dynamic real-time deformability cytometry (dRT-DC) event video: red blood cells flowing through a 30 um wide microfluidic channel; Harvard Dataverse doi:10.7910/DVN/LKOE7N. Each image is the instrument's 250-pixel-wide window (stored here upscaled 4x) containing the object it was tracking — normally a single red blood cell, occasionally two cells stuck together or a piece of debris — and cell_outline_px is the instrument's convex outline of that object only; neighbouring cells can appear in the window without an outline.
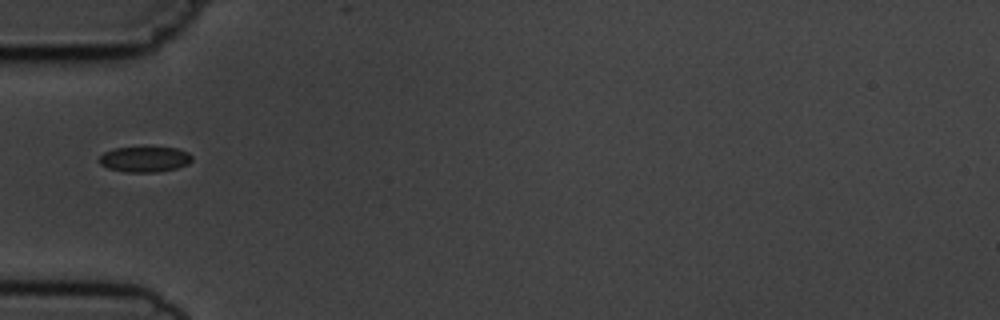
{"species": "common noctule bat (a hibernating species)", "species_latin": "Nyctalus noctula", "temperature_condition": "cold", "stored_images_in_passage": 5, "camera_frame_rate_fps": 3000, "um_per_image_px": 0.085, "animal": {"sex": "male", "body_mass_g": 19.5, "forearm_length_mm": 54.6}, "frame": {"image": 1, "passage_image": 2, "time_ms": 1.333, "image_size_px": [1000, 320], "cell_outline_px": [[192, 160], [188, 164], [176, 168], [160, 172], [124, 172], [108, 168], [100, 164], [100, 156], [104, 152], [116, 148], [176, 148], [188, 152], [192, 156]], "centroid_in_image_um": [12.31, 13.55], "position_along_channel_um": 72.7, "area_um2": 13.64}}
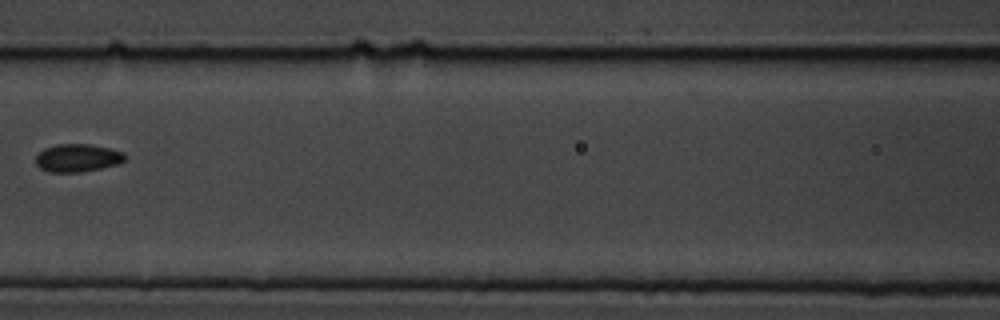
{"frame": {"image": 2, "passage_image": 4, "time_ms": 3.667, "image_size_px": [1000, 320], "cell_outline_px": [[124, 160], [116, 164], [100, 168], [80, 172], [52, 172], [40, 168], [36, 164], [36, 156], [44, 148], [56, 144], [92, 144], [124, 152]], "centroid_in_image_um": [6.56, 13.41], "position_along_channel_um": 160.0, "area_um2": 14.33}}
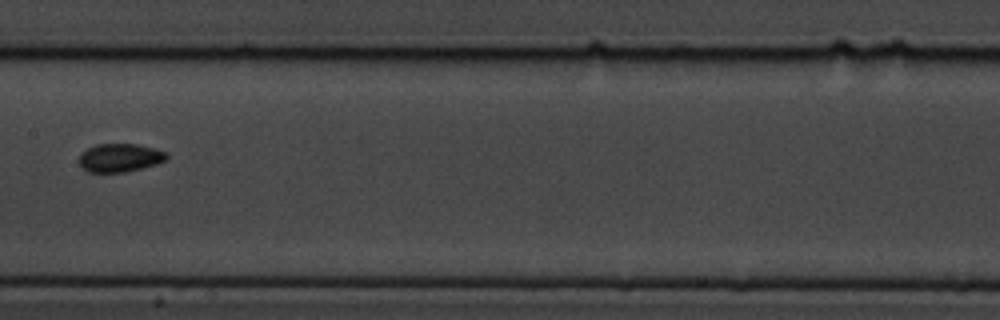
{"frame": {"image": 3, "passage_image": 5, "time_ms": 4.667, "image_size_px": [1000, 320], "cell_outline_px": [[168, 160], [156, 164], [124, 172], [88, 172], [80, 164], [80, 156], [88, 148], [96, 144], [136, 144], [156, 148], [168, 152]], "centroid_in_image_um": [10.26, 13.4], "position_along_channel_um": 197.1, "area_um2": 14.39}}